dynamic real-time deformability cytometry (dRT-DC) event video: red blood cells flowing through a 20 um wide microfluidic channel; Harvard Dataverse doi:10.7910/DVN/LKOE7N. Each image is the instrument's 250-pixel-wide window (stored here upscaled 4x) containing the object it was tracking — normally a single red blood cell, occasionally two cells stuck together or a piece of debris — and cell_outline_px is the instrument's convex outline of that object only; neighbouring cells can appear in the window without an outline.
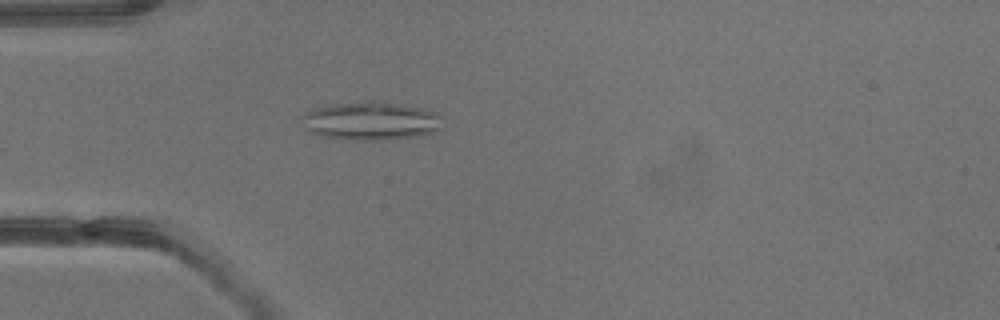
{"species": "common noctule bat (a hibernating species)", "species_latin": "Nyctalus noctula", "temperature_condition": "warm", "stored_images_in_passage": 5, "camera_frame_rate_fps": 3000, "um_per_image_px": 0.085, "animal": {"sex": "male", "body_mass_g": 13.3}, "frame": {"image": 1, "passage_image": 5, "time_ms": 4.667, "image_size_px": [1000, 320], "cell_outline_px": [[444, 116], [440, 128], [436, 132], [420, 136], [388, 140], [352, 140], [320, 136], [304, 128], [300, 116], [304, 112], [328, 104], [364, 100], [376, 100], [432, 108]], "centroid_in_image_um": [31.59, 10.25], "position_along_channel_um": 53.4, "area_um2": 32.77}}